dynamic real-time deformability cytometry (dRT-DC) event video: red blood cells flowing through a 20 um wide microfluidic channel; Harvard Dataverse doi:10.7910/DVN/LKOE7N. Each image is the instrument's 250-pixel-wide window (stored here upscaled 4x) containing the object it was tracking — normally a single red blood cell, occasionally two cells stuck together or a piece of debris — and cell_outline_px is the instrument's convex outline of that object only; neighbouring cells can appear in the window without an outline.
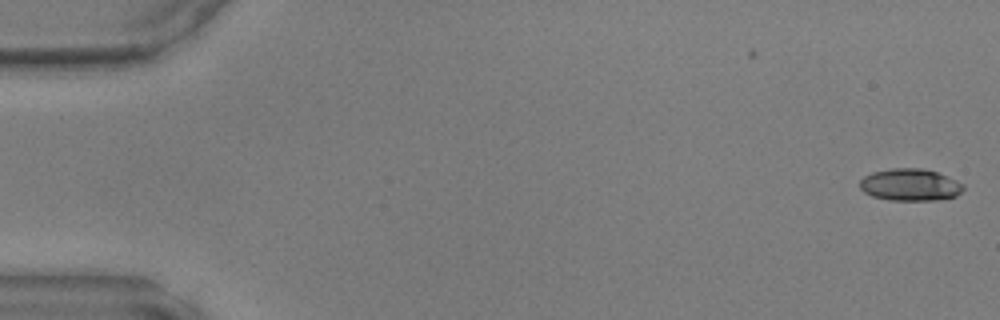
{"species": "common noctule bat (a hibernating species)", "species_latin": "Nyctalus noctula", "temperature_condition": "warm", "stored_images_in_passage": 2, "camera_frame_rate_fps": 3000, "um_per_image_px": 0.085, "animal": {"sex": "male", "body_mass_g": 17.9, "forearm_length_mm": 54.2}, "frame": {"image": 1, "passage_image": 2, "time_ms": 0.333, "image_size_px": [1000, 320], "cell_outline_px": [[964, 188], [956, 196], [936, 200], [888, 200], [872, 196], [864, 192], [860, 188], [860, 180], [864, 176], [872, 172], [892, 168], [920, 168], [936, 172], [956, 180], [964, 184]], "centroid_in_image_um": [77.34, 15.71], "position_along_channel_um": 7.7, "area_um2": 19.31}}